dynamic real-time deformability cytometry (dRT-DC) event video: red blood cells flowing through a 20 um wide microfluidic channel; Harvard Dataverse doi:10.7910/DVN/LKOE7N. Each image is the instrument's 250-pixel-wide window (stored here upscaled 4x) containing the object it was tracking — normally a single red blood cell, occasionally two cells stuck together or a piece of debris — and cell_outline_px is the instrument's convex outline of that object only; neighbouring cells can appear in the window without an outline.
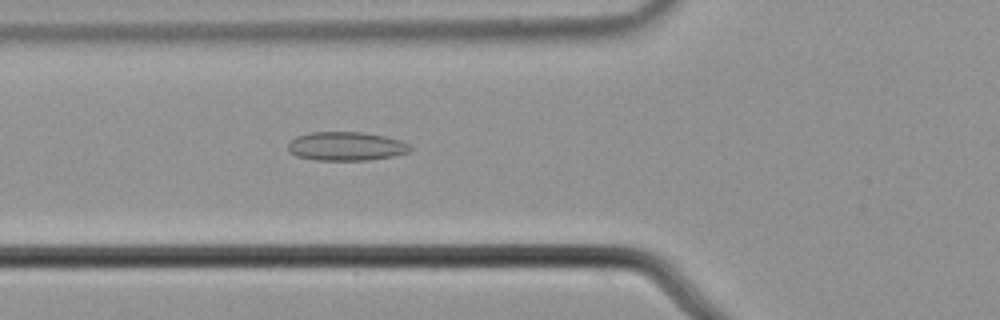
{"species": "common noctule bat (a hibernating species)", "species_latin": "Nyctalus noctula", "temperature_condition": "cold", "stored_images_in_passage": 6, "camera_frame_rate_fps": 3000, "um_per_image_px": 0.085, "animal": {"sex": "male", "body_mass_g": 21.5, "forearm_length_mm": 52.0}, "frame": {"image": 1, "passage_image": 6, "time_ms": 1.667, "image_size_px": [1000, 320], "cell_outline_px": [[412, 148], [408, 152], [392, 156], [368, 160], [316, 160], [296, 156], [288, 152], [288, 144], [296, 136], [308, 132], [364, 132], [384, 136], [400, 140], [408, 144]], "centroid_in_image_um": [29.39, 12.43], "position_along_channel_um": 96.4, "area_um2": 20.52}}